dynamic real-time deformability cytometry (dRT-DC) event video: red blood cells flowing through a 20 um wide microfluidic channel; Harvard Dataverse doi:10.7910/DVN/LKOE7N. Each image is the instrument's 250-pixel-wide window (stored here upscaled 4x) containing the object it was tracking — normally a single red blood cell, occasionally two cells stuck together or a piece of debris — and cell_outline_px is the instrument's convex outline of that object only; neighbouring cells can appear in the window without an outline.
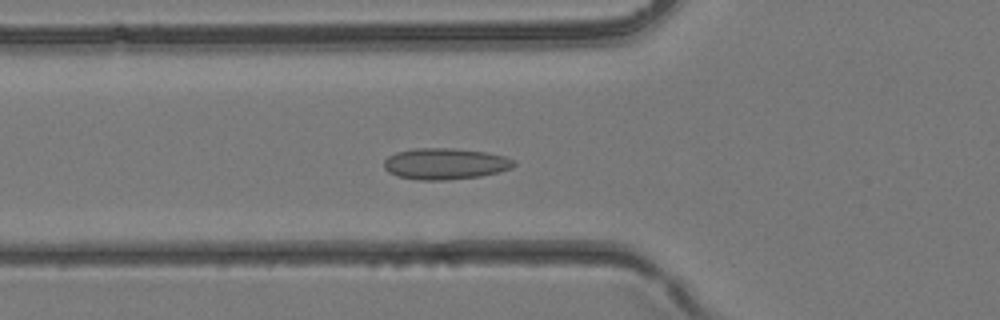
{"species": "common noctule bat (a hibernating species)", "species_latin": "Nyctalus noctula", "temperature_condition": "room temperature", "stored_images_in_passage": 30, "camera_frame_rate_fps": 3000, "um_per_image_px": 0.085, "animal": {"sex": "female", "body_mass_g": 24.6, "forearm_length_mm": 56.2}, "frame": {"image": 1, "passage_image": 5, "time_ms": 1.333, "image_size_px": [1000, 320], "cell_outline_px": [[516, 164], [512, 168], [500, 172], [480, 176], [444, 180], [420, 180], [396, 176], [388, 172], [384, 168], [384, 160], [388, 156], [396, 152], [412, 148], [456, 148], [488, 152], [504, 156], [516, 160]], "centroid_in_image_um": [37.85, 13.91], "position_along_channel_um": 87.9, "area_um2": 23.99}}
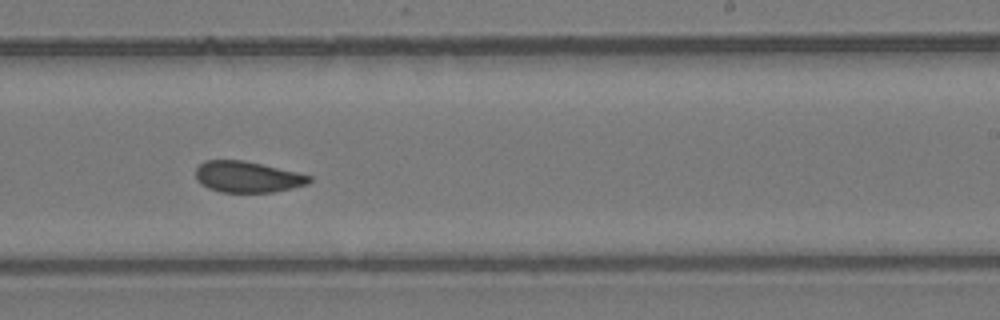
{"frame": {"image": 2, "passage_image": 15, "time_ms": 4.667, "image_size_px": [1000, 320], "cell_outline_px": [[312, 180], [308, 184], [292, 188], [272, 192], [220, 192], [208, 188], [200, 184], [196, 180], [196, 168], [204, 160], [244, 160], [296, 172], [312, 176]], "centroid_in_image_um": [21.01, 15.03], "position_along_channel_um": 268.0, "area_um2": 20.63}}
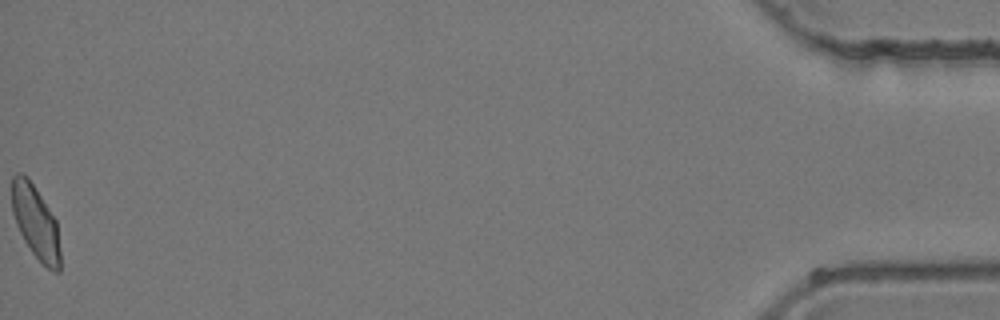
{"frame": {"image": 3, "passage_image": 30, "time_ms": 9.667, "image_size_px": [1000, 320], "cell_outline_px": [[60, 272], [52, 272], [32, 252], [24, 240], [16, 224], [12, 212], [12, 176], [16, 172], [24, 172], [28, 176], [56, 220], [60, 252]], "centroid_in_image_um": [3.02, 18.84], "position_along_channel_um": 432.2, "area_um2": 20.63}}